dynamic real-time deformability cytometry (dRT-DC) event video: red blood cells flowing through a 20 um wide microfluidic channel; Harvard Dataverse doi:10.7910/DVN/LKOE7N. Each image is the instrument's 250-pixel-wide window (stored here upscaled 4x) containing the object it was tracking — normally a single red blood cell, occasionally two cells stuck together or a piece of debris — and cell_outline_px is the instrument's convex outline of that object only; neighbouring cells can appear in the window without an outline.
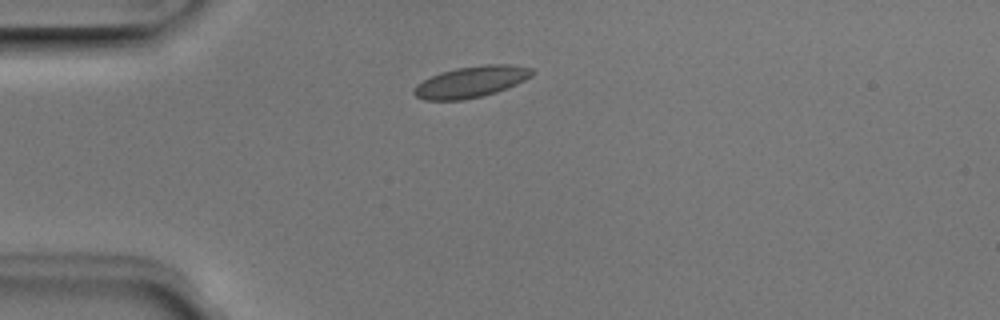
{"species": "Egyptian fruit bat (a non-hibernating species)", "species_latin": "Rousettus aegyptiacus", "temperature_condition": "room temperature", "stored_images_in_passage": 4, "camera_frame_rate_fps": 3000, "um_per_image_px": 0.085, "animal": {"sex": "male"}, "frame": {"image": 1, "passage_image": 2, "time_ms": 0.333, "image_size_px": [1000, 320], "cell_outline_px": [[536, 72], [532, 76], [516, 84], [496, 92], [464, 100], [424, 100], [416, 96], [412, 92], [412, 88], [416, 84], [440, 72], [456, 68], [484, 64], [512, 64], [532, 68]], "centroid_in_image_um": [40.05, 6.94], "position_along_channel_um": 45.0, "area_um2": 21.62}}